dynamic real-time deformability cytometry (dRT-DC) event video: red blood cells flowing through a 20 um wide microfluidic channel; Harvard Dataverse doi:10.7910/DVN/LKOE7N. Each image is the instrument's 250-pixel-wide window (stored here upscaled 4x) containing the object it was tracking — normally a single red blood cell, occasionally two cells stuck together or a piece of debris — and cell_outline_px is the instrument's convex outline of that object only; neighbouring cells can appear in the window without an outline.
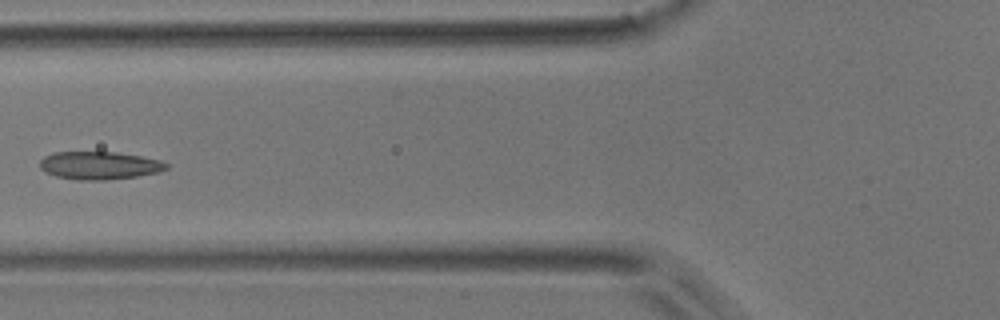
{"species": "common noctule bat (a hibernating species)", "species_latin": "Nyctalus noctula", "temperature_condition": "room temperature", "stored_images_in_passage": 7, "camera_frame_rate_fps": 3000, "um_per_image_px": 0.085, "animal": {"sex": "male", "body_mass_g": 17.9}, "frame": {"image": 1, "passage_image": 5, "time_ms": 4.667, "image_size_px": [1000, 320], "cell_outline_px": [[168, 168], [160, 172], [136, 176], [104, 180], [76, 180], [56, 176], [44, 172], [40, 168], [40, 160], [44, 156], [52, 152], [116, 152], [140, 156], [160, 160], [168, 164]], "centroid_in_image_um": [8.42, 14.06], "position_along_channel_um": 117.4, "area_um2": 20.63}}
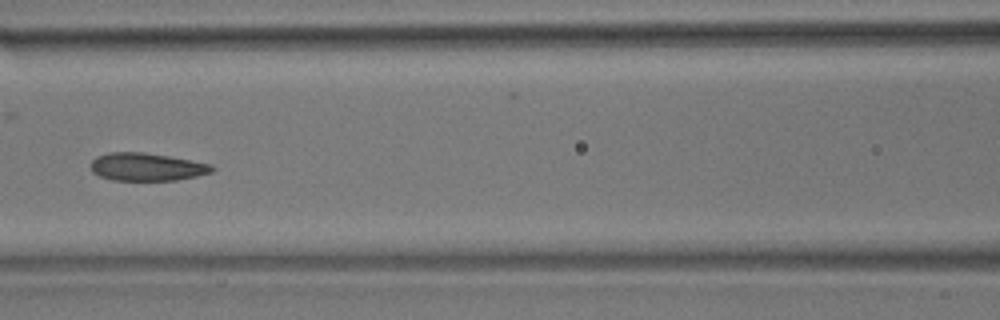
{"frame": {"image": 2, "passage_image": 6, "time_ms": 5.667, "image_size_px": [1000, 320], "cell_outline_px": [[216, 168], [212, 172], [196, 176], [176, 180], [112, 180], [100, 176], [92, 172], [92, 160], [96, 156], [108, 152], [144, 152], [168, 156], [212, 164]], "centroid_in_image_um": [12.48, 14.18], "position_along_channel_um": 154.1, "area_um2": 19.65}}